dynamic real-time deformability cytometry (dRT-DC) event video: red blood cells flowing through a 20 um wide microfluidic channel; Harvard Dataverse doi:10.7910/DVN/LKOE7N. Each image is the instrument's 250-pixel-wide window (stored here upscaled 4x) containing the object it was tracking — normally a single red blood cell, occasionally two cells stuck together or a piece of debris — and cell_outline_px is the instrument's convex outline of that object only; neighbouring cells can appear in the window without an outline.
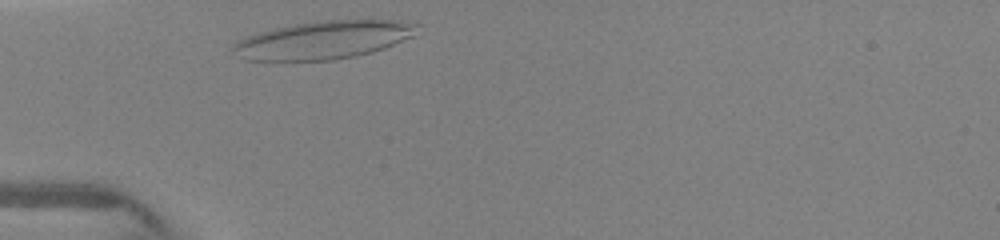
{"species": "human", "species_latin": "Homo sapiens", "temperature_condition": "warm", "stored_images_in_passage": 1, "camera_frame_rate_fps": 3000, "um_per_image_px": 0.085, "donor": {"sex": "female"}, "frame": {"image": 1, "passage_image": 1, "time_ms": 0.0, "image_size_px": [1000, 240], "cell_outline_px": [[424, 24], [412, 36], [384, 48], [372, 52], [356, 56], [332, 60], [244, 60], [236, 56], [232, 48], [232, 44], [236, 40], [244, 36], [292, 24], [316, 20], [400, 20]], "centroid_in_image_um": [27.5, 3.38], "position_along_channel_um": 57.5, "area_um2": 41.15}}